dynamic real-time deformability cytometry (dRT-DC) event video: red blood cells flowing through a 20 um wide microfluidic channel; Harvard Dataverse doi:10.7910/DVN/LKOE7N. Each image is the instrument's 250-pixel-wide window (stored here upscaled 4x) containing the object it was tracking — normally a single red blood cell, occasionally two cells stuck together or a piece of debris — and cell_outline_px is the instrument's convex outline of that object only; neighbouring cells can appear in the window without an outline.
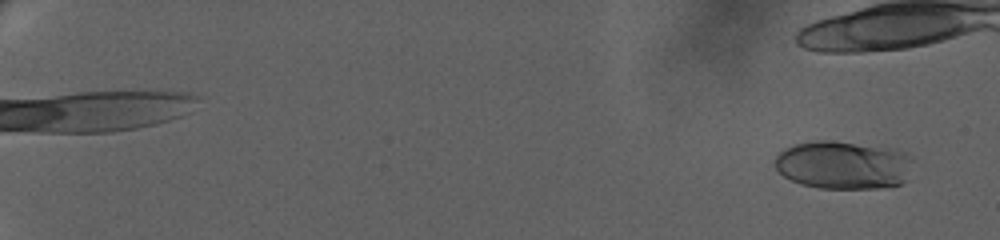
{"species": "human", "species_latin": "Homo sapiens", "temperature_condition": "warm", "stored_images_in_passage": 57, "camera_frame_rate_fps": 3000, "um_per_image_px": 0.085, "donor": {"sex": "female"}, "frame": {"image": 1, "passage_image": 2, "time_ms": 0.333, "image_size_px": [1000, 240], "cell_outline_px": [[908, 160], [904, 180], [900, 184], [880, 188], [820, 188], [800, 184], [784, 176], [776, 168], [776, 156], [784, 148], [796, 144], [816, 140], [828, 140], [896, 148], [904, 152]], "centroid_in_image_um": [71.6, 14.01], "position_along_channel_um": 13.4, "area_um2": 38.15}}
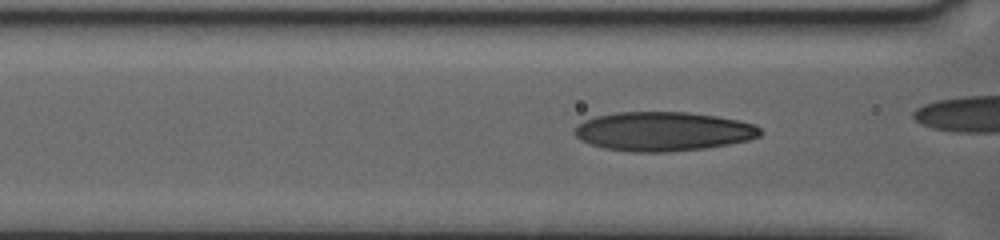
{"frame": {"image": 2, "passage_image": 31, "time_ms": 10.0, "image_size_px": [1000, 240], "cell_outline_px": [[764, 132], [760, 136], [748, 140], [728, 144], [704, 148], [668, 152], [632, 152], [604, 148], [580, 140], [572, 132], [584, 120], [596, 116], [616, 112], [688, 112], [716, 116], [756, 124]], "centroid_in_image_um": [56.38, 11.17], "position_along_channel_um": 110.2, "area_um2": 42.37}}
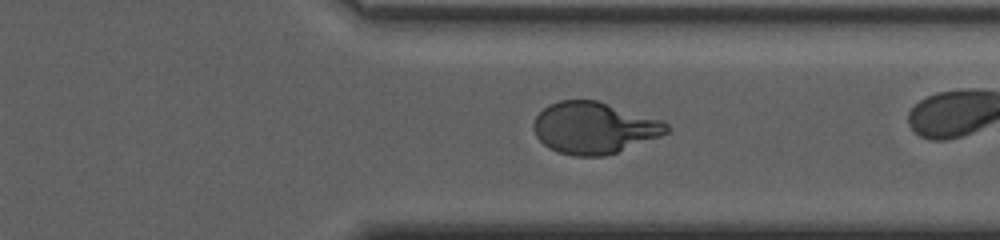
{"frame": {"image": 3, "passage_image": 54, "time_ms": 17.667, "image_size_px": [1000, 240], "cell_outline_px": [[672, 128], [668, 132], [660, 136], [616, 152], [604, 156], [572, 156], [548, 148], [536, 136], [532, 128], [532, 124], [536, 116], [548, 104], [560, 100], [596, 100], [664, 120]], "centroid_in_image_um": [50.49, 10.86], "position_along_channel_um": 360.9, "area_um2": 40.11}}